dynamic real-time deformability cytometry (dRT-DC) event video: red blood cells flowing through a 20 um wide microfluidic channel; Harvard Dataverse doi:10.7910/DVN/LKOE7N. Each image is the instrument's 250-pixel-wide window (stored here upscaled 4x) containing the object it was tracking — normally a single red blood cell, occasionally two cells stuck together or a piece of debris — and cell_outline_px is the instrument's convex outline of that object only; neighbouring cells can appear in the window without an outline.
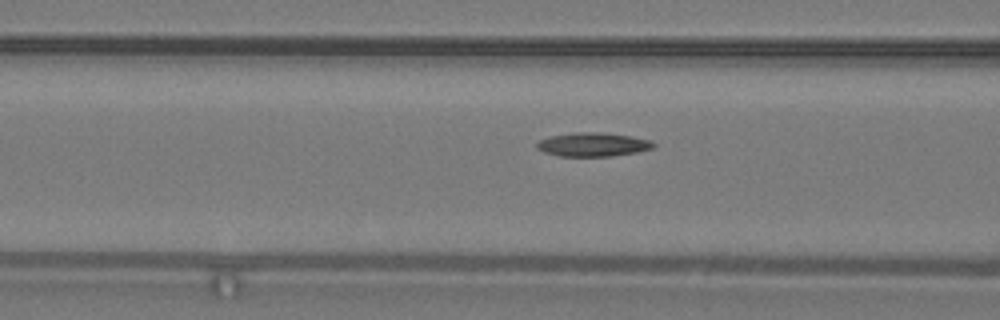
{"species": "common noctule bat (a hibernating species)", "species_latin": "Nyctalus noctula", "temperature_condition": "warm", "stored_images_in_passage": 13, "camera_frame_rate_fps": 3000, "um_per_image_px": 0.085, "animal": {"sex": "male", "body_mass_g": 19.2, "forearm_length_mm": 51.8}, "frame": {"image": 1, "passage_image": 11, "time_ms": 3.333, "image_size_px": [1000, 320], "cell_outline_px": [[656, 144], [652, 148], [636, 152], [612, 156], [560, 156], [544, 152], [536, 148], [536, 144], [540, 140], [548, 136], [572, 132], [592, 132], [632, 136], [652, 140]], "centroid_in_image_um": [50.38, 12.28], "position_along_channel_um": 116.2, "area_um2": 16.18}}